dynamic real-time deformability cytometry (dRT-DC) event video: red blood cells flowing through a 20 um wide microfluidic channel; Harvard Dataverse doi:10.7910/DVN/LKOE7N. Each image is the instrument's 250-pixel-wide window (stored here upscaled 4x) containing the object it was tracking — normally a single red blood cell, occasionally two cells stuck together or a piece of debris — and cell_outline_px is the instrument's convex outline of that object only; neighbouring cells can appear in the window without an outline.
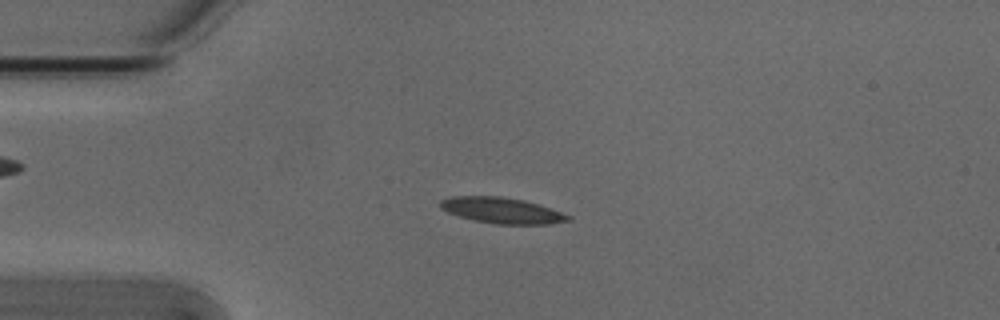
{"species": "Egyptian fruit bat (a non-hibernating species)", "species_latin": "Rousettus aegyptiacus", "temperature_condition": "cold", "stored_images_in_passage": 51, "camera_frame_rate_fps": 3000, "um_per_image_px": 0.085, "animal": {"sex": "male"}, "frame": {"image": 1, "passage_image": 10, "time_ms": 3.0, "image_size_px": [1000, 320], "cell_outline_px": [[572, 220], [552, 224], [496, 224], [472, 220], [448, 212], [440, 208], [440, 200], [452, 196], [500, 196], [524, 200], [572, 216]], "centroid_in_image_um": [42.65, 17.89], "position_along_channel_um": 42.3, "area_um2": 19.19}}
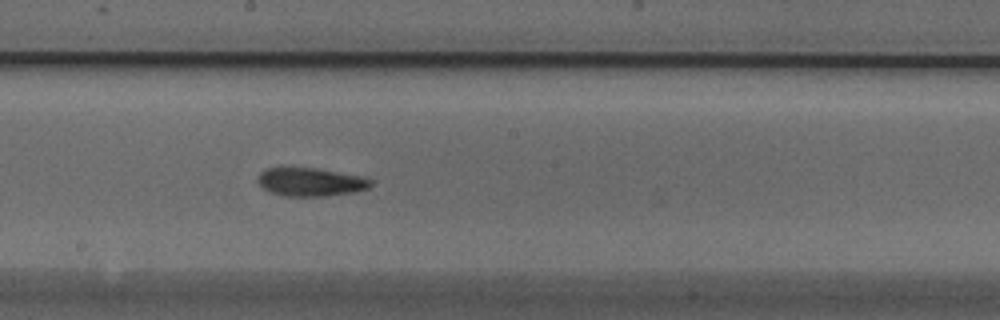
{"frame": {"image": 2, "passage_image": 26, "time_ms": 8.333, "image_size_px": [1000, 320], "cell_outline_px": [[372, 184], [368, 188], [356, 192], [328, 196], [280, 196], [264, 188], [256, 180], [260, 172], [268, 168], [316, 168], [364, 176], [372, 180]], "centroid_in_image_um": [26.44, 15.47], "position_along_channel_um": 221.8, "area_um2": 18.79}}
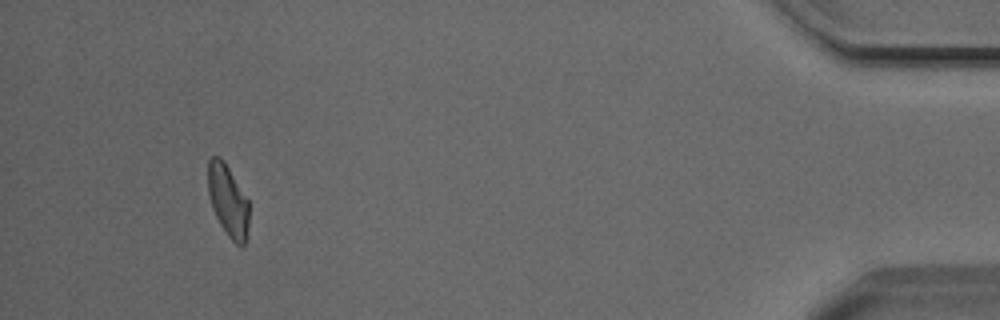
{"frame": {"image": 3, "passage_image": 47, "time_ms": 15.333, "image_size_px": [1000, 320], "cell_outline_px": [[248, 224], [244, 244], [240, 248], [228, 236], [220, 224], [212, 208], [208, 192], [208, 160], [212, 156], [220, 156], [224, 160], [248, 200]], "centroid_in_image_um": [19.36, 17.03], "position_along_channel_um": 415.8, "area_um2": 17.05}, "authors_computed_cell_mechanics": {"area_um2": 18.2648, "velocity_mm_per_s": 3.8009, "shape_relaxation_time_tau1_ms": 5.1028, "shape_relaxation_time_tau2_ms": 7.1511, "deformation_change_tau1": 0.1456, "deformation_change_tau2": 0.1445}}